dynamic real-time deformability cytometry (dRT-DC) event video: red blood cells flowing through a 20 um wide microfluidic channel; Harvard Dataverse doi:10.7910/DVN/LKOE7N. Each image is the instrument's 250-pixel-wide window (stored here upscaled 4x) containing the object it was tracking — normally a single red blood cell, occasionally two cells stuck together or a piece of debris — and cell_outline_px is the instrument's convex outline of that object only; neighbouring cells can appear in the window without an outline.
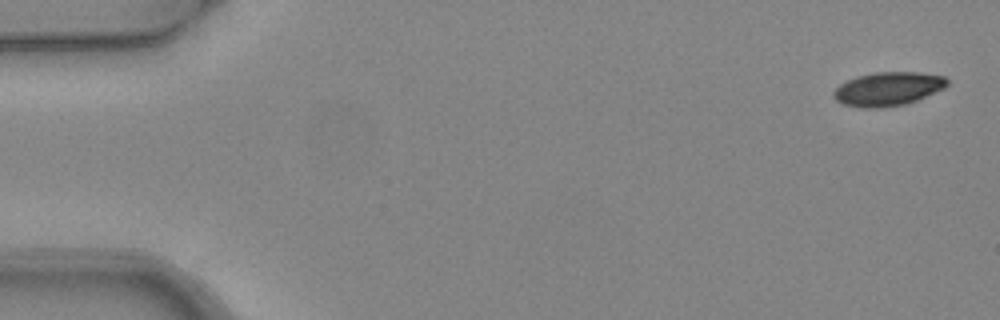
{"species": "common noctule bat (a hibernating species)", "species_latin": "Nyctalus noctula", "temperature_condition": "warm", "stored_images_in_passage": 5, "camera_frame_rate_fps": 3000, "um_per_image_px": 0.085, "animal": {"sex": "female", "body_mass_g": 24.6, "forearm_length_mm": 56.2}, "frame": {"image": 1, "passage_image": 1, "time_ms": 0.0, "image_size_px": [1000, 320], "cell_outline_px": [[948, 84], [944, 88], [916, 100], [904, 104], [884, 108], [860, 108], [844, 104], [836, 100], [832, 96], [832, 92], [840, 84], [856, 76], [876, 72], [920, 72], [944, 76], [948, 80]], "centroid_in_image_um": [75.45, 7.56], "position_along_channel_um": 9.5, "area_um2": 22.37}}
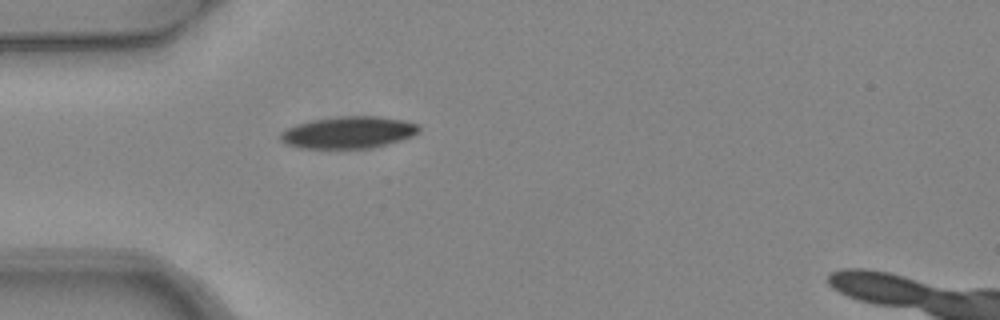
{"frame": {"image": 2, "passage_image": 5, "time_ms": 1.333, "image_size_px": [1000, 320], "cell_outline_px": [[420, 128], [412, 136], [388, 144], [368, 148], [300, 148], [284, 144], [280, 140], [280, 132], [284, 128], [296, 124], [312, 120], [344, 116], [380, 116], [404, 120], [420, 124]], "centroid_in_image_um": [29.58, 11.25], "position_along_channel_um": 55.4, "area_um2": 25.89}}